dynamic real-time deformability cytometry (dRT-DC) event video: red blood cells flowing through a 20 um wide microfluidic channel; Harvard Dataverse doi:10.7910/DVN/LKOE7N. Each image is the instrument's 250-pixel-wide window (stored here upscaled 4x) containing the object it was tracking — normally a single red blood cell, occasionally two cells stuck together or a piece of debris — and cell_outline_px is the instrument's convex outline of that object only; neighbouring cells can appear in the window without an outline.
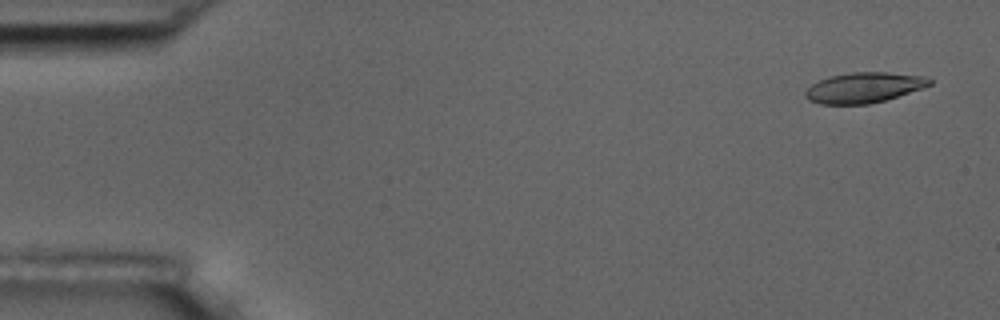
{"species": "common noctule bat (a hibernating species)", "species_latin": "Nyctalus noctula", "temperature_condition": "room temperature", "stored_images_in_passage": 5, "camera_frame_rate_fps": 3000, "um_per_image_px": 0.085, "animal": {"sex": "male", "body_mass_g": 17.5, "forearm_length_mm": 52.3}, "frame": {"image": 1, "passage_image": 1, "time_ms": 0.0, "image_size_px": [1000, 320], "cell_outline_px": [[932, 84], [884, 100], [868, 104], [820, 104], [808, 100], [804, 96], [804, 92], [812, 84], [820, 80], [832, 76], [852, 72], [888, 72], [920, 76], [932, 80]], "centroid_in_image_um": [73.37, 7.45], "position_along_channel_um": 11.6, "area_um2": 21.56}}